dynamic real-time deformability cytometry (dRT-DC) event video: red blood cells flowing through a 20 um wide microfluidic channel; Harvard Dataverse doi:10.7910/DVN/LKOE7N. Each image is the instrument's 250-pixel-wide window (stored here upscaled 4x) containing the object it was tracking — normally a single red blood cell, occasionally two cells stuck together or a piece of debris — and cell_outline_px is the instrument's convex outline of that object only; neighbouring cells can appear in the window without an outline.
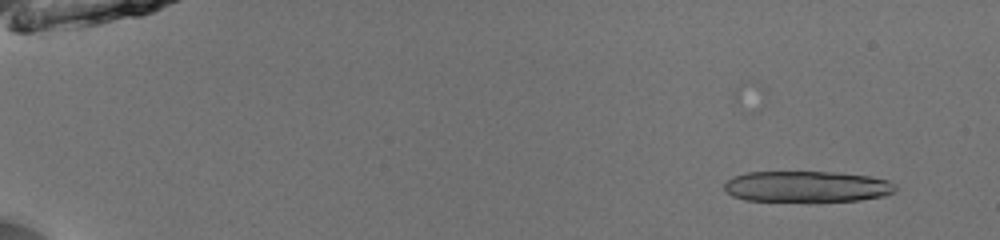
{"species": "common noctule bat (a hibernating species)", "species_latin": "Nyctalus noctula", "temperature_condition": "room temperature", "stored_images_in_passage": 18, "camera_frame_rate_fps": 3000, "um_per_image_px": 0.085, "animal": {"sex": "male", "body_mass_g": 13.0, "forearm_length_mm": 53.1}, "frame": {"image": 1, "passage_image": 4, "time_ms": 1.0, "image_size_px": [1000, 240], "cell_outline_px": [[896, 192], [884, 196], [860, 200], [744, 200], [732, 196], [724, 188], [724, 184], [732, 176], [744, 172], [836, 172], [868, 176], [888, 180], [896, 184]], "centroid_in_image_um": [68.6, 15.84], "position_along_channel_um": 16.4, "area_um2": 30.75}}